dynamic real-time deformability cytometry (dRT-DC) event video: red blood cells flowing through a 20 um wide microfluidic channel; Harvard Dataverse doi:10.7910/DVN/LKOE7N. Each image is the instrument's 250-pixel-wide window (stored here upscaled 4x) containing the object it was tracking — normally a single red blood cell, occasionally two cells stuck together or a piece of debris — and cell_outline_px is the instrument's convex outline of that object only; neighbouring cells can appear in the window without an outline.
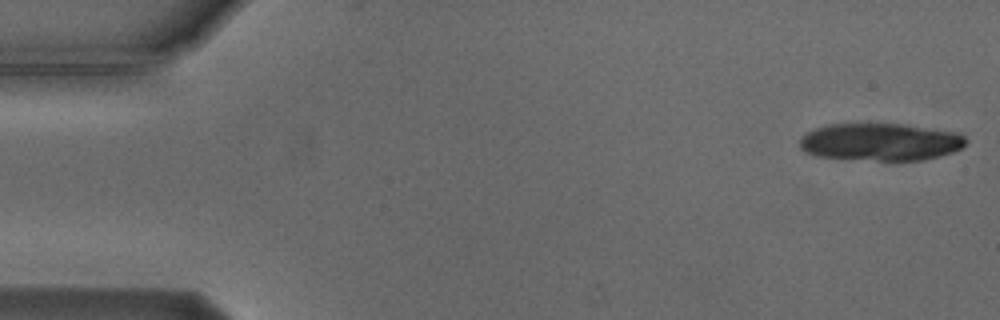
{"species": "Egyptian fruit bat (a non-hibernating species)", "species_latin": "Rousettus aegyptiacus", "temperature_condition": "cold", "stored_images_in_passage": 4, "camera_frame_rate_fps": 3000, "um_per_image_px": 0.085, "animal": {"sex": "male"}, "frame": {"image": 1, "passage_image": 1, "time_ms": 0.0, "image_size_px": [1000, 320], "cell_outline_px": [[968, 140], [960, 148], [952, 152], [920, 160], [880, 160], [816, 156], [804, 152], [800, 148], [800, 140], [808, 132], [816, 128], [828, 124], [900, 124], [960, 132]], "centroid_in_image_um": [74.85, 12.05], "position_along_channel_um": 10.2, "area_um2": 35.89}}